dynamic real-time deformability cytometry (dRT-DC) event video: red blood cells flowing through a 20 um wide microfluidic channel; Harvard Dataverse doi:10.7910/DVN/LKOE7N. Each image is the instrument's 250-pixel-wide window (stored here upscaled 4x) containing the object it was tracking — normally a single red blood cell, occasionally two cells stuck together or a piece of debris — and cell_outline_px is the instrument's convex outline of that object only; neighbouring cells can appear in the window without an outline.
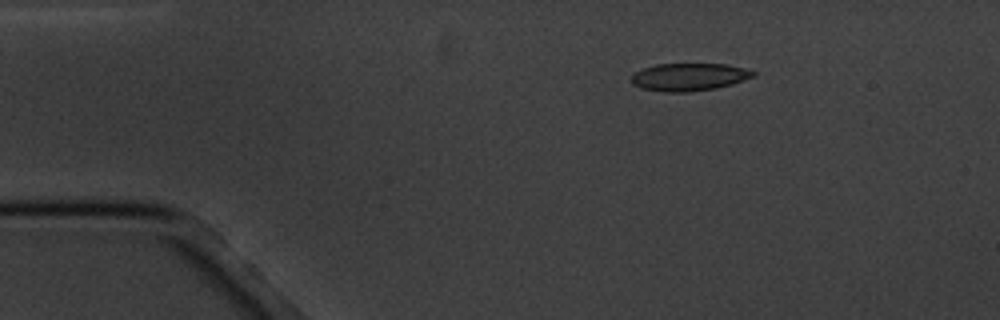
{"species": "common noctule bat (a hibernating species)", "species_latin": "Nyctalus noctula", "temperature_condition": "cold", "stored_images_in_passage": 5, "camera_frame_rate_fps": 3000, "um_per_image_px": 0.085, "animal": {"sex": "male", "body_mass_g": 20.1, "forearm_length_mm": 53.5}, "frame": {"image": 1, "passage_image": 3, "time_ms": 2.333, "image_size_px": [1000, 320], "cell_outline_px": [[756, 76], [732, 84], [716, 88], [688, 92], [664, 92], [644, 88], [632, 84], [632, 76], [636, 72], [644, 68], [656, 64], [728, 64], [744, 68], [756, 72]], "centroid_in_image_um": [58.61, 6.54], "position_along_channel_um": 26.4, "area_um2": 19.54}}